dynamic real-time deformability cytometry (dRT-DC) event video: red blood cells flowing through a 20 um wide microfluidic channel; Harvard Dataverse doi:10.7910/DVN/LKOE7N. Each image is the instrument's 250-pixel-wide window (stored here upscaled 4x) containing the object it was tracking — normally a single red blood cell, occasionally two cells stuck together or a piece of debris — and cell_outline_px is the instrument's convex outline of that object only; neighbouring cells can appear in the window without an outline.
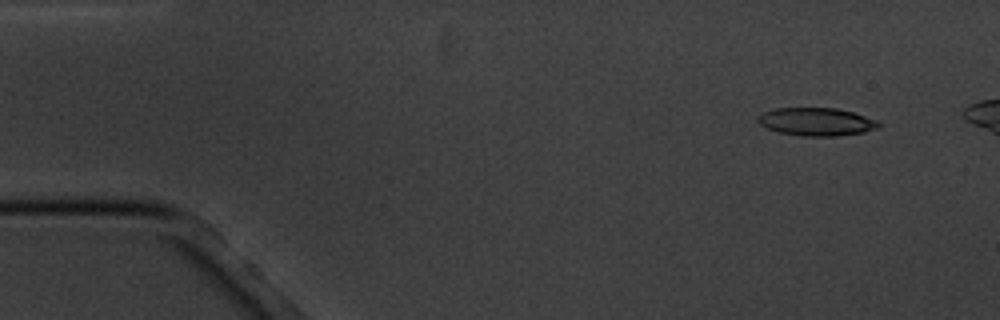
{"species": "common noctule bat (a hibernating species)", "species_latin": "Nyctalus noctula", "temperature_condition": "cold", "stored_images_in_passage": 4, "camera_frame_rate_fps": 3000, "um_per_image_px": 0.085, "animal": {"sex": "male", "body_mass_g": 20.1, "forearm_length_mm": 53.5}, "frame": {"image": 1, "passage_image": 1, "time_ms": 0.0, "image_size_px": [1000, 320], "cell_outline_px": [[880, 124], [876, 128], [864, 132], [836, 136], [804, 136], [780, 132], [768, 128], [760, 124], [756, 120], [756, 116], [764, 112], [776, 108], [836, 108], [852, 112], [876, 120]], "centroid_in_image_um": [69.36, 10.34], "position_along_channel_um": 15.6, "area_um2": 19.48}}